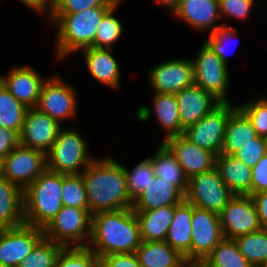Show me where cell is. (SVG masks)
I'll return each instance as SVG.
<instances>
[{
	"mask_svg": "<svg viewBox=\"0 0 267 267\" xmlns=\"http://www.w3.org/2000/svg\"><path fill=\"white\" fill-rule=\"evenodd\" d=\"M22 2L27 8H30V10H34L35 12L37 11L38 13H44L46 16L48 15L50 8H51V3L52 0H18Z\"/></svg>",
	"mask_w": 267,
	"mask_h": 267,
	"instance_id": "obj_48",
	"label": "cell"
},
{
	"mask_svg": "<svg viewBox=\"0 0 267 267\" xmlns=\"http://www.w3.org/2000/svg\"><path fill=\"white\" fill-rule=\"evenodd\" d=\"M185 199V195L170 182L155 175L153 181L133 201V211H148L163 206H175Z\"/></svg>",
	"mask_w": 267,
	"mask_h": 267,
	"instance_id": "obj_23",
	"label": "cell"
},
{
	"mask_svg": "<svg viewBox=\"0 0 267 267\" xmlns=\"http://www.w3.org/2000/svg\"><path fill=\"white\" fill-rule=\"evenodd\" d=\"M163 143L175 155L188 179L216 168L217 155L198 147L183 135L169 137Z\"/></svg>",
	"mask_w": 267,
	"mask_h": 267,
	"instance_id": "obj_17",
	"label": "cell"
},
{
	"mask_svg": "<svg viewBox=\"0 0 267 267\" xmlns=\"http://www.w3.org/2000/svg\"><path fill=\"white\" fill-rule=\"evenodd\" d=\"M216 168L235 195L252 196V170L233 155L220 154L216 159Z\"/></svg>",
	"mask_w": 267,
	"mask_h": 267,
	"instance_id": "obj_25",
	"label": "cell"
},
{
	"mask_svg": "<svg viewBox=\"0 0 267 267\" xmlns=\"http://www.w3.org/2000/svg\"><path fill=\"white\" fill-rule=\"evenodd\" d=\"M187 267H202L200 264H189Z\"/></svg>",
	"mask_w": 267,
	"mask_h": 267,
	"instance_id": "obj_51",
	"label": "cell"
},
{
	"mask_svg": "<svg viewBox=\"0 0 267 267\" xmlns=\"http://www.w3.org/2000/svg\"><path fill=\"white\" fill-rule=\"evenodd\" d=\"M266 153L267 148L264 137L257 136L253 142L243 146L233 156L252 169Z\"/></svg>",
	"mask_w": 267,
	"mask_h": 267,
	"instance_id": "obj_43",
	"label": "cell"
},
{
	"mask_svg": "<svg viewBox=\"0 0 267 267\" xmlns=\"http://www.w3.org/2000/svg\"><path fill=\"white\" fill-rule=\"evenodd\" d=\"M165 8H168L170 14L176 8L180 0H155Z\"/></svg>",
	"mask_w": 267,
	"mask_h": 267,
	"instance_id": "obj_49",
	"label": "cell"
},
{
	"mask_svg": "<svg viewBox=\"0 0 267 267\" xmlns=\"http://www.w3.org/2000/svg\"><path fill=\"white\" fill-rule=\"evenodd\" d=\"M141 242L139 222L132 208L92 215L87 247L100 259L110 254L135 253Z\"/></svg>",
	"mask_w": 267,
	"mask_h": 267,
	"instance_id": "obj_2",
	"label": "cell"
},
{
	"mask_svg": "<svg viewBox=\"0 0 267 267\" xmlns=\"http://www.w3.org/2000/svg\"><path fill=\"white\" fill-rule=\"evenodd\" d=\"M77 95L76 88L67 84L60 76L53 74L43 83L35 108L60 124L65 119L74 120L78 114Z\"/></svg>",
	"mask_w": 267,
	"mask_h": 267,
	"instance_id": "obj_9",
	"label": "cell"
},
{
	"mask_svg": "<svg viewBox=\"0 0 267 267\" xmlns=\"http://www.w3.org/2000/svg\"><path fill=\"white\" fill-rule=\"evenodd\" d=\"M56 267H100V258L88 247H64Z\"/></svg>",
	"mask_w": 267,
	"mask_h": 267,
	"instance_id": "obj_38",
	"label": "cell"
},
{
	"mask_svg": "<svg viewBox=\"0 0 267 267\" xmlns=\"http://www.w3.org/2000/svg\"><path fill=\"white\" fill-rule=\"evenodd\" d=\"M141 267H187L185 257L166 241H142L135 252Z\"/></svg>",
	"mask_w": 267,
	"mask_h": 267,
	"instance_id": "obj_26",
	"label": "cell"
},
{
	"mask_svg": "<svg viewBox=\"0 0 267 267\" xmlns=\"http://www.w3.org/2000/svg\"><path fill=\"white\" fill-rule=\"evenodd\" d=\"M28 109L0 82V127L20 134Z\"/></svg>",
	"mask_w": 267,
	"mask_h": 267,
	"instance_id": "obj_33",
	"label": "cell"
},
{
	"mask_svg": "<svg viewBox=\"0 0 267 267\" xmlns=\"http://www.w3.org/2000/svg\"><path fill=\"white\" fill-rule=\"evenodd\" d=\"M92 225L89 209L63 206L43 229L44 237L64 247H87Z\"/></svg>",
	"mask_w": 267,
	"mask_h": 267,
	"instance_id": "obj_6",
	"label": "cell"
},
{
	"mask_svg": "<svg viewBox=\"0 0 267 267\" xmlns=\"http://www.w3.org/2000/svg\"><path fill=\"white\" fill-rule=\"evenodd\" d=\"M265 139V144H266V148H267V135L264 137Z\"/></svg>",
	"mask_w": 267,
	"mask_h": 267,
	"instance_id": "obj_52",
	"label": "cell"
},
{
	"mask_svg": "<svg viewBox=\"0 0 267 267\" xmlns=\"http://www.w3.org/2000/svg\"><path fill=\"white\" fill-rule=\"evenodd\" d=\"M31 66H14L7 75L0 74V82L27 108H35L43 83L47 80Z\"/></svg>",
	"mask_w": 267,
	"mask_h": 267,
	"instance_id": "obj_19",
	"label": "cell"
},
{
	"mask_svg": "<svg viewBox=\"0 0 267 267\" xmlns=\"http://www.w3.org/2000/svg\"><path fill=\"white\" fill-rule=\"evenodd\" d=\"M234 240L240 253L253 267H265L267 265V229L241 235Z\"/></svg>",
	"mask_w": 267,
	"mask_h": 267,
	"instance_id": "obj_32",
	"label": "cell"
},
{
	"mask_svg": "<svg viewBox=\"0 0 267 267\" xmlns=\"http://www.w3.org/2000/svg\"><path fill=\"white\" fill-rule=\"evenodd\" d=\"M223 24L224 25L219 29L213 31L204 42L212 49L215 54L220 57L222 62L228 66V59L226 55L228 50L227 45L229 42H232L236 38H238V33L235 27L229 26V24L228 26L225 23Z\"/></svg>",
	"mask_w": 267,
	"mask_h": 267,
	"instance_id": "obj_40",
	"label": "cell"
},
{
	"mask_svg": "<svg viewBox=\"0 0 267 267\" xmlns=\"http://www.w3.org/2000/svg\"><path fill=\"white\" fill-rule=\"evenodd\" d=\"M252 195L267 191V153L252 167Z\"/></svg>",
	"mask_w": 267,
	"mask_h": 267,
	"instance_id": "obj_44",
	"label": "cell"
},
{
	"mask_svg": "<svg viewBox=\"0 0 267 267\" xmlns=\"http://www.w3.org/2000/svg\"><path fill=\"white\" fill-rule=\"evenodd\" d=\"M237 108L230 102H221L196 124L185 128L182 135L198 147L218 156L223 148L228 119Z\"/></svg>",
	"mask_w": 267,
	"mask_h": 267,
	"instance_id": "obj_7",
	"label": "cell"
},
{
	"mask_svg": "<svg viewBox=\"0 0 267 267\" xmlns=\"http://www.w3.org/2000/svg\"><path fill=\"white\" fill-rule=\"evenodd\" d=\"M24 223L23 190L8 179L0 178V229Z\"/></svg>",
	"mask_w": 267,
	"mask_h": 267,
	"instance_id": "obj_27",
	"label": "cell"
},
{
	"mask_svg": "<svg viewBox=\"0 0 267 267\" xmlns=\"http://www.w3.org/2000/svg\"><path fill=\"white\" fill-rule=\"evenodd\" d=\"M219 217L224 238L235 239L261 229L256 204L250 195H234Z\"/></svg>",
	"mask_w": 267,
	"mask_h": 267,
	"instance_id": "obj_13",
	"label": "cell"
},
{
	"mask_svg": "<svg viewBox=\"0 0 267 267\" xmlns=\"http://www.w3.org/2000/svg\"><path fill=\"white\" fill-rule=\"evenodd\" d=\"M191 234V264H201L224 238L219 214L192 205Z\"/></svg>",
	"mask_w": 267,
	"mask_h": 267,
	"instance_id": "obj_12",
	"label": "cell"
},
{
	"mask_svg": "<svg viewBox=\"0 0 267 267\" xmlns=\"http://www.w3.org/2000/svg\"><path fill=\"white\" fill-rule=\"evenodd\" d=\"M19 144V134L16 131L0 127V157L8 156Z\"/></svg>",
	"mask_w": 267,
	"mask_h": 267,
	"instance_id": "obj_46",
	"label": "cell"
},
{
	"mask_svg": "<svg viewBox=\"0 0 267 267\" xmlns=\"http://www.w3.org/2000/svg\"><path fill=\"white\" fill-rule=\"evenodd\" d=\"M256 0H219L221 19L234 18L246 20L252 13Z\"/></svg>",
	"mask_w": 267,
	"mask_h": 267,
	"instance_id": "obj_42",
	"label": "cell"
},
{
	"mask_svg": "<svg viewBox=\"0 0 267 267\" xmlns=\"http://www.w3.org/2000/svg\"><path fill=\"white\" fill-rule=\"evenodd\" d=\"M100 267H141L135 253L110 254L100 259Z\"/></svg>",
	"mask_w": 267,
	"mask_h": 267,
	"instance_id": "obj_45",
	"label": "cell"
},
{
	"mask_svg": "<svg viewBox=\"0 0 267 267\" xmlns=\"http://www.w3.org/2000/svg\"><path fill=\"white\" fill-rule=\"evenodd\" d=\"M123 170L126 178L127 194L133 201L147 188L150 181H153L155 178L150 157L138 163L131 171L125 166H123Z\"/></svg>",
	"mask_w": 267,
	"mask_h": 267,
	"instance_id": "obj_36",
	"label": "cell"
},
{
	"mask_svg": "<svg viewBox=\"0 0 267 267\" xmlns=\"http://www.w3.org/2000/svg\"><path fill=\"white\" fill-rule=\"evenodd\" d=\"M234 195L214 168L188 179L185 200L194 207L220 214Z\"/></svg>",
	"mask_w": 267,
	"mask_h": 267,
	"instance_id": "obj_8",
	"label": "cell"
},
{
	"mask_svg": "<svg viewBox=\"0 0 267 267\" xmlns=\"http://www.w3.org/2000/svg\"><path fill=\"white\" fill-rule=\"evenodd\" d=\"M88 146L81 132L62 127L46 153L47 169L65 175L81 174L95 159L89 155Z\"/></svg>",
	"mask_w": 267,
	"mask_h": 267,
	"instance_id": "obj_5",
	"label": "cell"
},
{
	"mask_svg": "<svg viewBox=\"0 0 267 267\" xmlns=\"http://www.w3.org/2000/svg\"><path fill=\"white\" fill-rule=\"evenodd\" d=\"M256 137L251 121L237 108L228 119L221 153L233 155L243 146L253 142Z\"/></svg>",
	"mask_w": 267,
	"mask_h": 267,
	"instance_id": "obj_29",
	"label": "cell"
},
{
	"mask_svg": "<svg viewBox=\"0 0 267 267\" xmlns=\"http://www.w3.org/2000/svg\"><path fill=\"white\" fill-rule=\"evenodd\" d=\"M150 158L155 175L170 182L185 195L188 189V177L170 149L160 142L157 151Z\"/></svg>",
	"mask_w": 267,
	"mask_h": 267,
	"instance_id": "obj_30",
	"label": "cell"
},
{
	"mask_svg": "<svg viewBox=\"0 0 267 267\" xmlns=\"http://www.w3.org/2000/svg\"><path fill=\"white\" fill-rule=\"evenodd\" d=\"M202 267H253L234 239L223 238L200 264Z\"/></svg>",
	"mask_w": 267,
	"mask_h": 267,
	"instance_id": "obj_31",
	"label": "cell"
},
{
	"mask_svg": "<svg viewBox=\"0 0 267 267\" xmlns=\"http://www.w3.org/2000/svg\"><path fill=\"white\" fill-rule=\"evenodd\" d=\"M63 174L46 169L23 191L25 224L44 229L63 207Z\"/></svg>",
	"mask_w": 267,
	"mask_h": 267,
	"instance_id": "obj_4",
	"label": "cell"
},
{
	"mask_svg": "<svg viewBox=\"0 0 267 267\" xmlns=\"http://www.w3.org/2000/svg\"><path fill=\"white\" fill-rule=\"evenodd\" d=\"M44 237L43 229L28 224L0 229V264L18 267Z\"/></svg>",
	"mask_w": 267,
	"mask_h": 267,
	"instance_id": "obj_14",
	"label": "cell"
},
{
	"mask_svg": "<svg viewBox=\"0 0 267 267\" xmlns=\"http://www.w3.org/2000/svg\"><path fill=\"white\" fill-rule=\"evenodd\" d=\"M3 169H4V162L3 158L0 157V178H3Z\"/></svg>",
	"mask_w": 267,
	"mask_h": 267,
	"instance_id": "obj_50",
	"label": "cell"
},
{
	"mask_svg": "<svg viewBox=\"0 0 267 267\" xmlns=\"http://www.w3.org/2000/svg\"><path fill=\"white\" fill-rule=\"evenodd\" d=\"M181 126L185 129L196 124L218 106L221 101L197 85L184 88L175 94Z\"/></svg>",
	"mask_w": 267,
	"mask_h": 267,
	"instance_id": "obj_21",
	"label": "cell"
},
{
	"mask_svg": "<svg viewBox=\"0 0 267 267\" xmlns=\"http://www.w3.org/2000/svg\"><path fill=\"white\" fill-rule=\"evenodd\" d=\"M236 105L251 121L257 136L265 137L267 135V97H260L258 94L249 101Z\"/></svg>",
	"mask_w": 267,
	"mask_h": 267,
	"instance_id": "obj_39",
	"label": "cell"
},
{
	"mask_svg": "<svg viewBox=\"0 0 267 267\" xmlns=\"http://www.w3.org/2000/svg\"><path fill=\"white\" fill-rule=\"evenodd\" d=\"M120 3H122V0L102 17L97 26L93 42L94 48L113 49L112 45L122 36V22L115 15Z\"/></svg>",
	"mask_w": 267,
	"mask_h": 267,
	"instance_id": "obj_35",
	"label": "cell"
},
{
	"mask_svg": "<svg viewBox=\"0 0 267 267\" xmlns=\"http://www.w3.org/2000/svg\"><path fill=\"white\" fill-rule=\"evenodd\" d=\"M256 204L261 229H267V191L252 195Z\"/></svg>",
	"mask_w": 267,
	"mask_h": 267,
	"instance_id": "obj_47",
	"label": "cell"
},
{
	"mask_svg": "<svg viewBox=\"0 0 267 267\" xmlns=\"http://www.w3.org/2000/svg\"><path fill=\"white\" fill-rule=\"evenodd\" d=\"M63 206L88 209L87 192L82 174H63Z\"/></svg>",
	"mask_w": 267,
	"mask_h": 267,
	"instance_id": "obj_37",
	"label": "cell"
},
{
	"mask_svg": "<svg viewBox=\"0 0 267 267\" xmlns=\"http://www.w3.org/2000/svg\"><path fill=\"white\" fill-rule=\"evenodd\" d=\"M175 206H163L148 211H134L140 227L142 241H165L173 220Z\"/></svg>",
	"mask_w": 267,
	"mask_h": 267,
	"instance_id": "obj_28",
	"label": "cell"
},
{
	"mask_svg": "<svg viewBox=\"0 0 267 267\" xmlns=\"http://www.w3.org/2000/svg\"><path fill=\"white\" fill-rule=\"evenodd\" d=\"M63 245L43 237L18 267H56Z\"/></svg>",
	"mask_w": 267,
	"mask_h": 267,
	"instance_id": "obj_34",
	"label": "cell"
},
{
	"mask_svg": "<svg viewBox=\"0 0 267 267\" xmlns=\"http://www.w3.org/2000/svg\"><path fill=\"white\" fill-rule=\"evenodd\" d=\"M3 162V177L23 191L47 169L45 152L20 144L3 158Z\"/></svg>",
	"mask_w": 267,
	"mask_h": 267,
	"instance_id": "obj_11",
	"label": "cell"
},
{
	"mask_svg": "<svg viewBox=\"0 0 267 267\" xmlns=\"http://www.w3.org/2000/svg\"><path fill=\"white\" fill-rule=\"evenodd\" d=\"M84 55L87 71L99 83L113 90L121 86L119 61L113 55L114 49L86 47L80 50Z\"/></svg>",
	"mask_w": 267,
	"mask_h": 267,
	"instance_id": "obj_22",
	"label": "cell"
},
{
	"mask_svg": "<svg viewBox=\"0 0 267 267\" xmlns=\"http://www.w3.org/2000/svg\"><path fill=\"white\" fill-rule=\"evenodd\" d=\"M81 174L92 215L132 208L133 200L127 194L123 165L113 156L95 158Z\"/></svg>",
	"mask_w": 267,
	"mask_h": 267,
	"instance_id": "obj_1",
	"label": "cell"
},
{
	"mask_svg": "<svg viewBox=\"0 0 267 267\" xmlns=\"http://www.w3.org/2000/svg\"><path fill=\"white\" fill-rule=\"evenodd\" d=\"M112 7H92L74 14H48L47 19L57 31L54 43L57 60L93 47L97 26Z\"/></svg>",
	"mask_w": 267,
	"mask_h": 267,
	"instance_id": "obj_3",
	"label": "cell"
},
{
	"mask_svg": "<svg viewBox=\"0 0 267 267\" xmlns=\"http://www.w3.org/2000/svg\"><path fill=\"white\" fill-rule=\"evenodd\" d=\"M191 219L192 204L184 199L175 205L173 220L165 238L173 249L185 257L188 264H191Z\"/></svg>",
	"mask_w": 267,
	"mask_h": 267,
	"instance_id": "obj_24",
	"label": "cell"
},
{
	"mask_svg": "<svg viewBox=\"0 0 267 267\" xmlns=\"http://www.w3.org/2000/svg\"><path fill=\"white\" fill-rule=\"evenodd\" d=\"M171 14L198 32L211 34L224 25L216 23L221 19L219 0H180Z\"/></svg>",
	"mask_w": 267,
	"mask_h": 267,
	"instance_id": "obj_18",
	"label": "cell"
},
{
	"mask_svg": "<svg viewBox=\"0 0 267 267\" xmlns=\"http://www.w3.org/2000/svg\"><path fill=\"white\" fill-rule=\"evenodd\" d=\"M192 61L195 85L213 94L221 102H230L227 97L231 76L229 66L205 42Z\"/></svg>",
	"mask_w": 267,
	"mask_h": 267,
	"instance_id": "obj_10",
	"label": "cell"
},
{
	"mask_svg": "<svg viewBox=\"0 0 267 267\" xmlns=\"http://www.w3.org/2000/svg\"><path fill=\"white\" fill-rule=\"evenodd\" d=\"M152 103L153 111L144 104L137 108L135 113L137 121L145 123L151 119L154 113L158 124L166 134L162 142L169 137L182 135L184 128L180 123L178 101L175 94L153 92Z\"/></svg>",
	"mask_w": 267,
	"mask_h": 267,
	"instance_id": "obj_20",
	"label": "cell"
},
{
	"mask_svg": "<svg viewBox=\"0 0 267 267\" xmlns=\"http://www.w3.org/2000/svg\"><path fill=\"white\" fill-rule=\"evenodd\" d=\"M121 0H52L48 14H74L100 6H115Z\"/></svg>",
	"mask_w": 267,
	"mask_h": 267,
	"instance_id": "obj_41",
	"label": "cell"
},
{
	"mask_svg": "<svg viewBox=\"0 0 267 267\" xmlns=\"http://www.w3.org/2000/svg\"><path fill=\"white\" fill-rule=\"evenodd\" d=\"M153 92L176 94L194 85V65L192 59H170L151 67L148 72Z\"/></svg>",
	"mask_w": 267,
	"mask_h": 267,
	"instance_id": "obj_15",
	"label": "cell"
},
{
	"mask_svg": "<svg viewBox=\"0 0 267 267\" xmlns=\"http://www.w3.org/2000/svg\"><path fill=\"white\" fill-rule=\"evenodd\" d=\"M62 127V124L47 114L36 108H29L19 134L20 145L47 153Z\"/></svg>",
	"mask_w": 267,
	"mask_h": 267,
	"instance_id": "obj_16",
	"label": "cell"
}]
</instances>
